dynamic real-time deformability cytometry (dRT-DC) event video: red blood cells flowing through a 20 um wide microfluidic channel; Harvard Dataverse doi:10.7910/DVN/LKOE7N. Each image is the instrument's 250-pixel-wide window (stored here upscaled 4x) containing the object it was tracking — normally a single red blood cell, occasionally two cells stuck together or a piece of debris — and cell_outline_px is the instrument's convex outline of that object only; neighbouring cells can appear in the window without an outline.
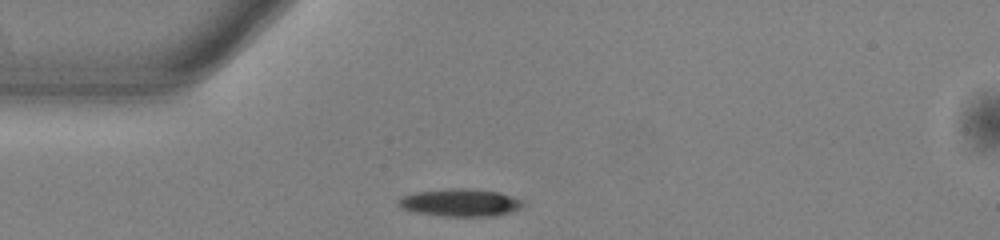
{"species": "common noctule bat (a hibernating species)", "species_latin": "Nyctalus noctula", "temperature_condition": "warm", "stored_images_in_passage": 40, "camera_frame_rate_fps": 3000, "um_per_image_px": 0.085, "animal": {"sex": "male", "body_mass_g": 13.0, "forearm_length_mm": 53.1}, "frame": {"image": 1, "passage_image": 1, "time_ms": 0.0, "image_size_px": [1000, 240], "cell_outline_px": [[528, 204], [512, 212], [496, 216], [444, 216], [416, 212], [404, 208], [396, 200], [400, 196], [416, 192], [448, 188], [460, 188], [500, 192], [524, 200]], "centroid_in_image_um": [39.19, 17.22], "position_along_channel_um": 45.8, "area_um2": 20.11}}
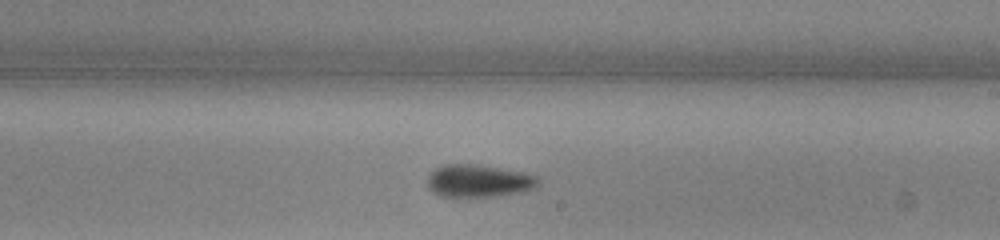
{"frame": {"image": 2, "passage_image": 18, "time_ms": 5.667, "image_size_px": [1000, 240], "cell_outline_px": [[540, 184], [536, 188], [524, 192], [492, 196], [440, 196], [432, 192], [428, 188], [424, 180], [436, 168], [444, 164], [476, 164], [520, 172], [540, 176]], "centroid_in_image_um": [40.69, 15.38], "position_along_channel_um": 248.3, "area_um2": 21.21}}
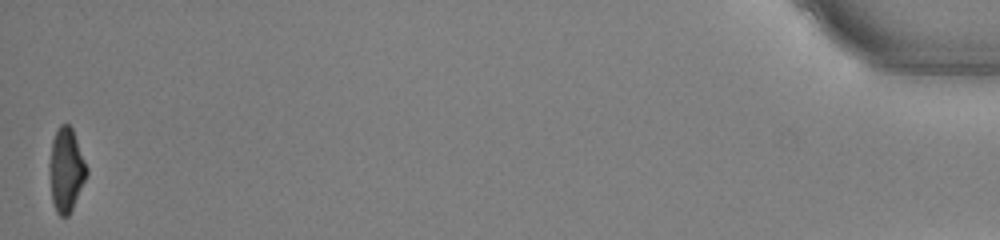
{"frame": {"image": 3, "passage_image": 40, "time_ms": 13.0, "image_size_px": [1000, 240], "cell_outline_px": [[88, 176], [68, 216], [60, 216], [56, 212], [52, 200], [48, 172], [48, 164], [52, 140], [60, 124], [68, 124], [72, 128], [88, 168]], "centroid_in_image_um": [5.61, 14.44], "position_along_channel_um": 429.6, "area_um2": 18.38}, "authors_computed_cell_mechanics": {"area_um2": 20.0277, "velocity_mm_per_s": 3.86, "shape_relaxation_time_tau1_ms": 3.4915, "shape_relaxation_time_tau2_ms": 6.9495, "deformation_change_tau1": 0.1544, "deformation_change_tau2": 0.1867}}